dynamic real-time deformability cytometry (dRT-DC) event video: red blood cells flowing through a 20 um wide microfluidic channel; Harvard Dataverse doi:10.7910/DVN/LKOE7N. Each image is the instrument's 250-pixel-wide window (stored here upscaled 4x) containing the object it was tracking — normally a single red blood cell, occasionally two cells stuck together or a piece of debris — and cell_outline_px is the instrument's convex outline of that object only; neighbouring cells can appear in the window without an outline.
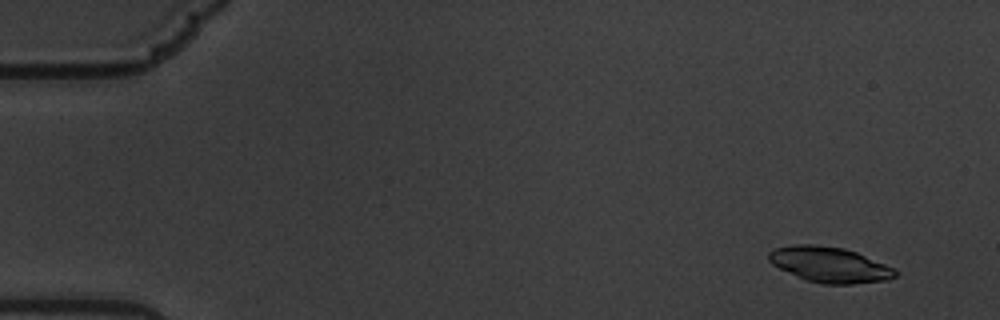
{"species": "common noctule bat (a hibernating species)", "species_latin": "Nyctalus noctula", "temperature_condition": "warm", "stored_images_in_passage": 61, "camera_frame_rate_fps": 3000, "um_per_image_px": 0.085, "animal": {"sex": "male", "body_mass_g": 19.5, "forearm_length_mm": 54.6}, "frame": {"image": 1, "passage_image": 5, "time_ms": 1.333, "image_size_px": [1000, 320], "cell_outline_px": [[900, 272], [896, 276], [888, 280], [852, 284], [820, 284], [804, 280], [772, 264], [768, 260], [768, 252], [776, 248], [792, 244], [812, 244], [844, 248], [856, 252], [884, 264]], "centroid_in_image_um": [70.5, 22.5], "position_along_channel_um": 14.5, "area_um2": 26.18}}
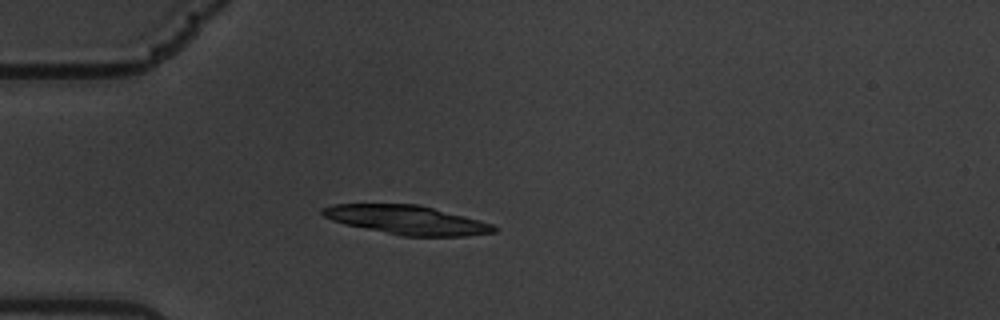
{"frame": {"image": 2, "passage_image": 18, "time_ms": 5.667, "image_size_px": [1000, 320], "cell_outline_px": [[500, 228], [496, 232], [464, 236], [400, 236], [344, 224], [332, 220], [324, 216], [320, 212], [320, 208], [332, 204], [420, 204], [480, 220], [492, 224]], "centroid_in_image_um": [34.58, 18.69], "position_along_channel_um": 50.4, "area_um2": 29.19}}
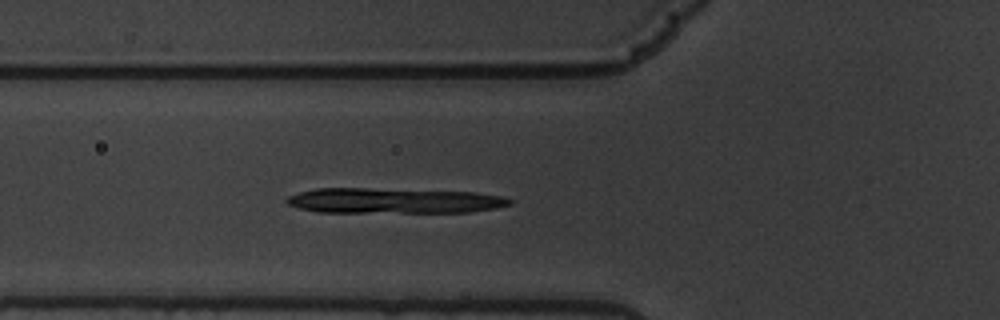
{"frame": {"image": 3, "passage_image": 23, "time_ms": 7.333, "image_size_px": [1000, 320], "cell_outline_px": [[516, 200], [512, 204], [496, 208], [468, 212], [316, 212], [300, 208], [288, 204], [284, 200], [288, 196], [300, 192], [316, 188], [368, 188], [472, 192], [504, 196]], "centroid_in_image_um": [33.49, 17.06], "position_along_channel_um": 92.3, "area_um2": 33.0}}